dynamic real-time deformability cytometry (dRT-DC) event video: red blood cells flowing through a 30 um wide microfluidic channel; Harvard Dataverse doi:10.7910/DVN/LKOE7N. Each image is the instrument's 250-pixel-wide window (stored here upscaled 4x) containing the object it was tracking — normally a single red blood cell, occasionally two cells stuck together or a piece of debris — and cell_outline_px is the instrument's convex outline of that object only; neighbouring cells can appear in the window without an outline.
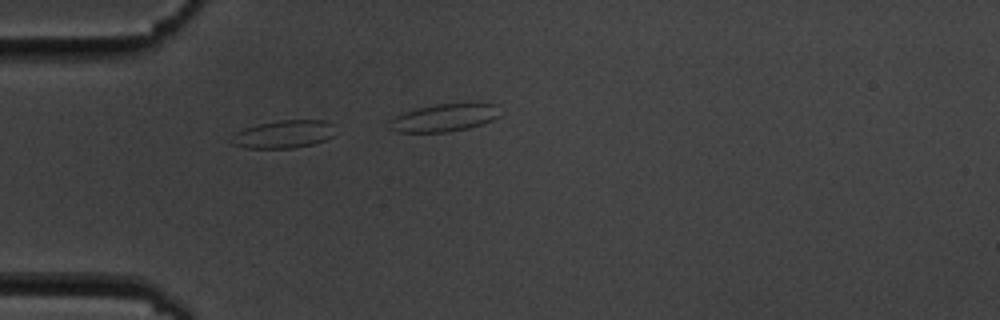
{"species": "common noctule bat (a hibernating species)", "species_latin": "Nyctalus noctula", "temperature_condition": "cold", "stored_images_in_passage": 15, "camera_frame_rate_fps": 3000, "um_per_image_px": 0.085, "animal": {"sex": "male", "body_mass_g": 19.5, "forearm_length_mm": 54.6}, "frame": {"image": 1, "passage_image": 4, "time_ms": 4.0, "image_size_px": [1000, 320], "cell_outline_px": [[336, 124], [332, 136], [324, 140], [312, 144], [292, 148], [244, 148], [232, 144], [232, 136], [236, 132], [244, 128], [256, 124], [280, 120], [324, 120]], "centroid_in_image_um": [24.11, 11.4], "position_along_channel_um": 60.9, "area_um2": 16.94}}
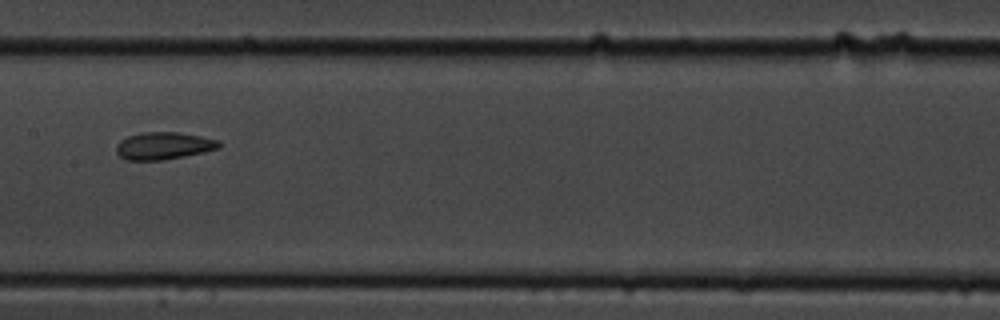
{"frame": {"image": 2, "passage_image": 8, "time_ms": 8.667, "image_size_px": [1000, 320], "cell_outline_px": [[220, 148], [204, 152], [164, 160], [124, 160], [116, 152], [116, 144], [120, 140], [128, 136], [140, 132], [180, 132], [220, 140]], "centroid_in_image_um": [13.9, 12.39], "position_along_channel_um": 193.5, "area_um2": 16.53}}
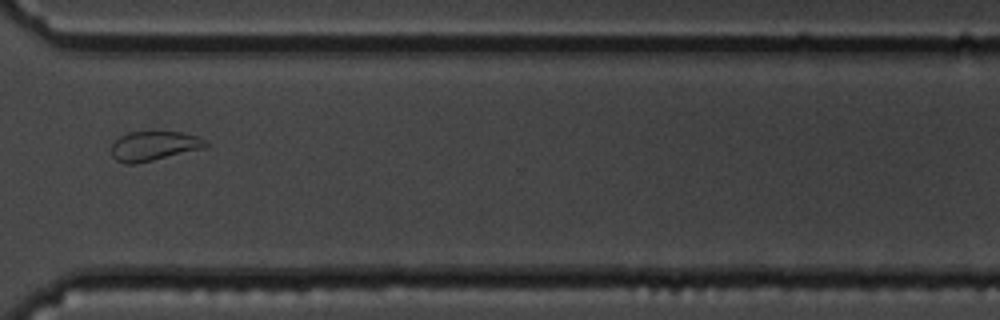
{"frame": {"image": 3, "passage_image": 12, "time_ms": 13.333, "image_size_px": [1000, 320], "cell_outline_px": [[208, 148], [136, 164], [124, 164], [116, 160], [112, 156], [112, 144], [120, 136], [128, 132], [180, 132], [196, 136], [208, 140]], "centroid_in_image_um": [13.13, 12.42], "position_along_channel_um": 357.5, "area_um2": 16.42}, "authors_computed_cell_mechanics": {"area_um2": 16.5886, "velocity_mm_per_s": 3.5228, "shape_relaxation_time_tau1_ms": 6.0396, "shape_relaxation_time_tau2_ms": 2.4129, "deformation_change_tau1": 0.1301, "deformation_change_tau2": 0.0673}}